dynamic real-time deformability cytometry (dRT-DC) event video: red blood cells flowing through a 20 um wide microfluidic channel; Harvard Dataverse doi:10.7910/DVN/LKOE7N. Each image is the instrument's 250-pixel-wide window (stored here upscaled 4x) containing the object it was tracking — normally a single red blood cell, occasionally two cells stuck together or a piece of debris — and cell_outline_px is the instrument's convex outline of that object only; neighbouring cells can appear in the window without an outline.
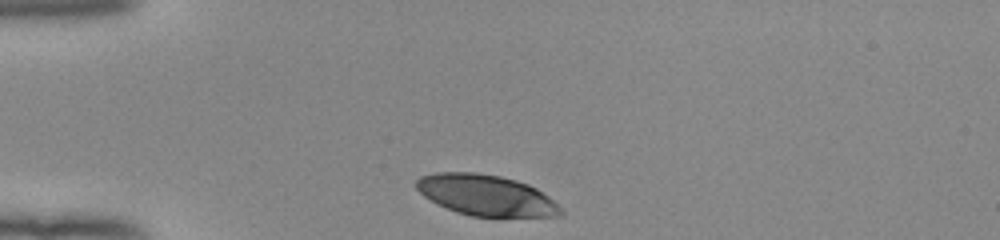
{"species": "human", "species_latin": "Homo sapiens", "temperature_condition": "room temperature", "stored_images_in_passage": 31, "camera_frame_rate_fps": 3000, "um_per_image_px": 0.085, "donor": {"sex": "female"}, "frame": {"image": 1, "passage_image": 1, "time_ms": 0.0, "image_size_px": [1000, 240], "cell_outline_px": [[564, 212], [560, 216], [472, 216], [456, 212], [436, 204], [424, 196], [412, 184], [420, 176], [436, 172], [476, 172], [500, 176], [516, 180], [528, 184], [536, 188], [548, 196]], "centroid_in_image_um": [41.26, 16.58], "position_along_channel_um": 43.7, "area_um2": 34.39}}
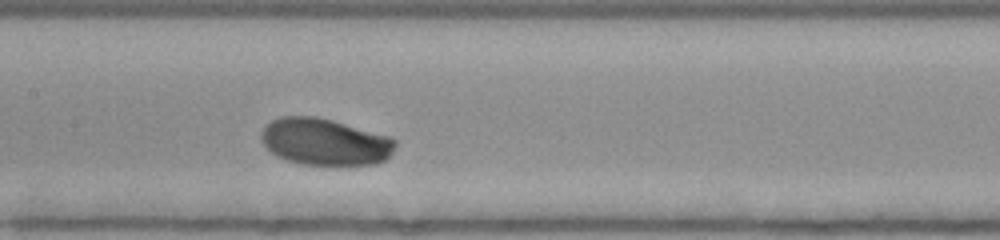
{"frame": {"image": 2, "passage_image": 14, "time_ms": 4.333, "image_size_px": [1000, 240], "cell_outline_px": [[396, 144], [392, 152], [384, 160], [376, 164], [336, 168], [300, 164], [284, 160], [276, 156], [260, 140], [260, 132], [272, 120], [280, 116], [316, 116], [332, 120], [392, 136], [396, 140]], "centroid_in_image_um": [27.64, 12.1], "position_along_channel_um": 179.8, "area_um2": 37.74}}
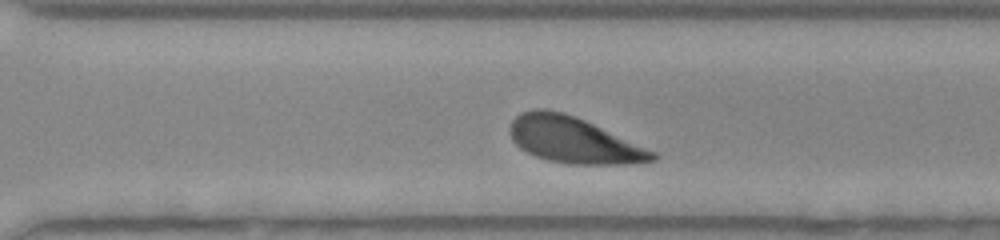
{"frame": {"image": 3, "passage_image": 25, "time_ms": 8.0, "image_size_px": [1000, 240], "cell_outline_px": [[660, 156], [656, 160], [628, 164], [568, 164], [548, 160], [536, 156], [520, 148], [512, 140], [508, 128], [512, 120], [520, 112], [532, 108], [544, 108], [564, 112], [584, 120], [656, 152]], "centroid_in_image_um": [48.72, 11.89], "position_along_channel_um": 321.9, "area_um2": 38.26}, "authors_computed_cell_mechanics": {"area_um2": 37.1654, "velocity_mm_per_s": 3.8713, "shape_relaxation_time_tau1_ms": 1.9515, "shape_relaxation_time_tau2_ms": null, "deformation_change_tau1": 0.1499, "deformation_change_tau2": null}}